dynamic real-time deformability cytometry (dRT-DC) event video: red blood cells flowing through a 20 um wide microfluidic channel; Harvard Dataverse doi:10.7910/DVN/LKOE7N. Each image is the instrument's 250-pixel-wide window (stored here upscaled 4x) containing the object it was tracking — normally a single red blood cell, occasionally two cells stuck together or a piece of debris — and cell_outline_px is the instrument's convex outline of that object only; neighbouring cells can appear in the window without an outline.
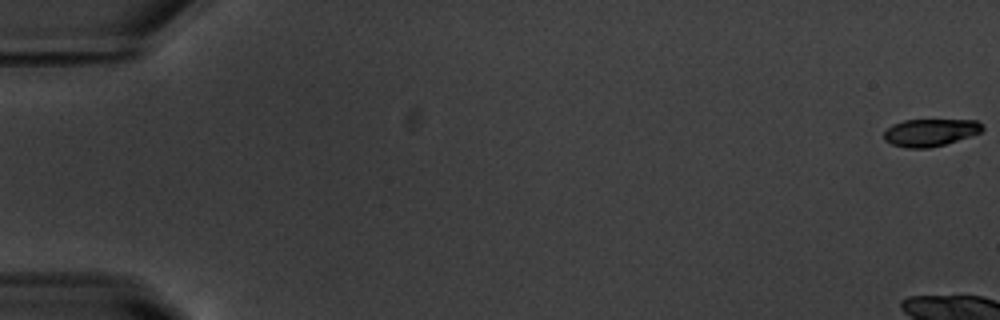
{"species": "common noctule bat (a hibernating species)", "species_latin": "Nyctalus noctula", "temperature_condition": "warm", "stored_images_in_passage": 8, "camera_frame_rate_fps": 3000, "um_per_image_px": 0.085, "animal": {"sex": "male", "body_mass_g": 20.1, "forearm_length_mm": 53.5}, "frame": {"image": 1, "passage_image": 1, "time_ms": 0.0, "image_size_px": [1000, 320], "cell_outline_px": [[984, 128], [980, 132], [944, 144], [928, 148], [908, 148], [892, 144], [884, 140], [884, 132], [892, 124], [904, 120], [976, 120], [984, 124]], "centroid_in_image_um": [79.06, 11.25], "position_along_channel_um": 5.9, "area_um2": 15.55}}